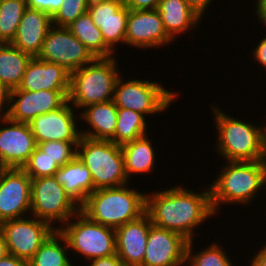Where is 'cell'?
Returning a JSON list of instances; mask_svg holds the SVG:
<instances>
[{
	"label": "cell",
	"instance_id": "6da1fadb",
	"mask_svg": "<svg viewBox=\"0 0 266 266\" xmlns=\"http://www.w3.org/2000/svg\"><path fill=\"white\" fill-rule=\"evenodd\" d=\"M176 185L147 192L146 213L152 225L179 233L188 241L198 242L195 238L198 231L203 229L205 222L209 223V219L212 221L217 216L212 208L209 184L205 188L202 184L199 192L185 187L183 182Z\"/></svg>",
	"mask_w": 266,
	"mask_h": 266
},
{
	"label": "cell",
	"instance_id": "7a4b0ae2",
	"mask_svg": "<svg viewBox=\"0 0 266 266\" xmlns=\"http://www.w3.org/2000/svg\"><path fill=\"white\" fill-rule=\"evenodd\" d=\"M211 105V107H210ZM213 127L217 134L213 148L218 157L225 161H260L266 160V123L261 125L244 117H234L223 107L210 103ZM229 113V114H228ZM264 122V125H262ZM255 123V124H254ZM215 144V145H214Z\"/></svg>",
	"mask_w": 266,
	"mask_h": 266
},
{
	"label": "cell",
	"instance_id": "3957f363",
	"mask_svg": "<svg viewBox=\"0 0 266 266\" xmlns=\"http://www.w3.org/2000/svg\"><path fill=\"white\" fill-rule=\"evenodd\" d=\"M215 173V178L208 184L212 208L217 216L224 205L227 209L231 205L248 206L249 209L266 189V160L224 161Z\"/></svg>",
	"mask_w": 266,
	"mask_h": 266
},
{
	"label": "cell",
	"instance_id": "277c9868",
	"mask_svg": "<svg viewBox=\"0 0 266 266\" xmlns=\"http://www.w3.org/2000/svg\"><path fill=\"white\" fill-rule=\"evenodd\" d=\"M132 183L115 188L97 189L80 206L90 220L117 229L146 213V192Z\"/></svg>",
	"mask_w": 266,
	"mask_h": 266
},
{
	"label": "cell",
	"instance_id": "5b68a950",
	"mask_svg": "<svg viewBox=\"0 0 266 266\" xmlns=\"http://www.w3.org/2000/svg\"><path fill=\"white\" fill-rule=\"evenodd\" d=\"M119 55L95 58L70 74L68 101L78 110L113 100L114 88L122 69Z\"/></svg>",
	"mask_w": 266,
	"mask_h": 266
},
{
	"label": "cell",
	"instance_id": "8992f818",
	"mask_svg": "<svg viewBox=\"0 0 266 266\" xmlns=\"http://www.w3.org/2000/svg\"><path fill=\"white\" fill-rule=\"evenodd\" d=\"M123 72L118 77L113 101L117 108L130 109L143 114L149 119L154 115L167 112L169 107L178 101V91L166 89L163 81L151 80L150 78H134L126 81Z\"/></svg>",
	"mask_w": 266,
	"mask_h": 266
},
{
	"label": "cell",
	"instance_id": "52a82bcc",
	"mask_svg": "<svg viewBox=\"0 0 266 266\" xmlns=\"http://www.w3.org/2000/svg\"><path fill=\"white\" fill-rule=\"evenodd\" d=\"M77 157L90 171L95 190L131 183L125 172L121 145L82 136L77 145Z\"/></svg>",
	"mask_w": 266,
	"mask_h": 266
},
{
	"label": "cell",
	"instance_id": "ba28073f",
	"mask_svg": "<svg viewBox=\"0 0 266 266\" xmlns=\"http://www.w3.org/2000/svg\"><path fill=\"white\" fill-rule=\"evenodd\" d=\"M58 230L65 237L70 253L80 257V261L116 254L115 229L90 220L80 210Z\"/></svg>",
	"mask_w": 266,
	"mask_h": 266
},
{
	"label": "cell",
	"instance_id": "9c48e42d",
	"mask_svg": "<svg viewBox=\"0 0 266 266\" xmlns=\"http://www.w3.org/2000/svg\"><path fill=\"white\" fill-rule=\"evenodd\" d=\"M79 210L54 176L32 179L31 216L47 221L57 230Z\"/></svg>",
	"mask_w": 266,
	"mask_h": 266
},
{
	"label": "cell",
	"instance_id": "30bf717a",
	"mask_svg": "<svg viewBox=\"0 0 266 266\" xmlns=\"http://www.w3.org/2000/svg\"><path fill=\"white\" fill-rule=\"evenodd\" d=\"M37 58L58 64L70 74L95 59L68 27L55 25L50 27Z\"/></svg>",
	"mask_w": 266,
	"mask_h": 266
},
{
	"label": "cell",
	"instance_id": "8fae6325",
	"mask_svg": "<svg viewBox=\"0 0 266 266\" xmlns=\"http://www.w3.org/2000/svg\"><path fill=\"white\" fill-rule=\"evenodd\" d=\"M8 252L29 261L40 246L56 230L47 221L28 216L0 223Z\"/></svg>",
	"mask_w": 266,
	"mask_h": 266
},
{
	"label": "cell",
	"instance_id": "7c38bea8",
	"mask_svg": "<svg viewBox=\"0 0 266 266\" xmlns=\"http://www.w3.org/2000/svg\"><path fill=\"white\" fill-rule=\"evenodd\" d=\"M69 90L10 91L5 116L15 122L29 123L38 115L63 107L68 102Z\"/></svg>",
	"mask_w": 266,
	"mask_h": 266
},
{
	"label": "cell",
	"instance_id": "4fadbf2b",
	"mask_svg": "<svg viewBox=\"0 0 266 266\" xmlns=\"http://www.w3.org/2000/svg\"><path fill=\"white\" fill-rule=\"evenodd\" d=\"M31 182L21 168L0 170V223L30 216Z\"/></svg>",
	"mask_w": 266,
	"mask_h": 266
},
{
	"label": "cell",
	"instance_id": "5bb4252c",
	"mask_svg": "<svg viewBox=\"0 0 266 266\" xmlns=\"http://www.w3.org/2000/svg\"><path fill=\"white\" fill-rule=\"evenodd\" d=\"M28 124L37 144L46 141L79 142L82 137L79 112L69 101L59 109L38 115Z\"/></svg>",
	"mask_w": 266,
	"mask_h": 266
},
{
	"label": "cell",
	"instance_id": "9a60e30c",
	"mask_svg": "<svg viewBox=\"0 0 266 266\" xmlns=\"http://www.w3.org/2000/svg\"><path fill=\"white\" fill-rule=\"evenodd\" d=\"M176 44L164 29L163 21L157 9L131 10L127 19L125 47L142 51L161 49ZM142 49V50H141Z\"/></svg>",
	"mask_w": 266,
	"mask_h": 266
},
{
	"label": "cell",
	"instance_id": "2e32d148",
	"mask_svg": "<svg viewBox=\"0 0 266 266\" xmlns=\"http://www.w3.org/2000/svg\"><path fill=\"white\" fill-rule=\"evenodd\" d=\"M0 166L22 168L37 147L28 123L9 120L0 115Z\"/></svg>",
	"mask_w": 266,
	"mask_h": 266
},
{
	"label": "cell",
	"instance_id": "e0dca14e",
	"mask_svg": "<svg viewBox=\"0 0 266 266\" xmlns=\"http://www.w3.org/2000/svg\"><path fill=\"white\" fill-rule=\"evenodd\" d=\"M88 13L100 29L105 44L116 54L119 45L125 46L129 8L124 0L95 2L88 5Z\"/></svg>",
	"mask_w": 266,
	"mask_h": 266
},
{
	"label": "cell",
	"instance_id": "ac0fdd59",
	"mask_svg": "<svg viewBox=\"0 0 266 266\" xmlns=\"http://www.w3.org/2000/svg\"><path fill=\"white\" fill-rule=\"evenodd\" d=\"M188 240L174 231L152 225L142 266H178L186 261Z\"/></svg>",
	"mask_w": 266,
	"mask_h": 266
},
{
	"label": "cell",
	"instance_id": "d6986e66",
	"mask_svg": "<svg viewBox=\"0 0 266 266\" xmlns=\"http://www.w3.org/2000/svg\"><path fill=\"white\" fill-rule=\"evenodd\" d=\"M151 219L147 213L115 230L116 254L124 266H142Z\"/></svg>",
	"mask_w": 266,
	"mask_h": 266
},
{
	"label": "cell",
	"instance_id": "ffe728a7",
	"mask_svg": "<svg viewBox=\"0 0 266 266\" xmlns=\"http://www.w3.org/2000/svg\"><path fill=\"white\" fill-rule=\"evenodd\" d=\"M52 26V17L36 9L26 8L19 23L16 35L10 43L22 52L37 57L43 42Z\"/></svg>",
	"mask_w": 266,
	"mask_h": 266
},
{
	"label": "cell",
	"instance_id": "44dd1931",
	"mask_svg": "<svg viewBox=\"0 0 266 266\" xmlns=\"http://www.w3.org/2000/svg\"><path fill=\"white\" fill-rule=\"evenodd\" d=\"M18 88L26 91L70 90V73L58 64L33 57Z\"/></svg>",
	"mask_w": 266,
	"mask_h": 266
},
{
	"label": "cell",
	"instance_id": "7402d4cb",
	"mask_svg": "<svg viewBox=\"0 0 266 266\" xmlns=\"http://www.w3.org/2000/svg\"><path fill=\"white\" fill-rule=\"evenodd\" d=\"M168 36L175 42L181 35L199 31L204 18L183 0H160L157 7ZM203 19V20H202ZM183 33V34H182Z\"/></svg>",
	"mask_w": 266,
	"mask_h": 266
},
{
	"label": "cell",
	"instance_id": "603a6c76",
	"mask_svg": "<svg viewBox=\"0 0 266 266\" xmlns=\"http://www.w3.org/2000/svg\"><path fill=\"white\" fill-rule=\"evenodd\" d=\"M117 111L113 100L84 107L79 112L80 128L84 127L80 129L81 135L91 139L111 140L117 126Z\"/></svg>",
	"mask_w": 266,
	"mask_h": 266
},
{
	"label": "cell",
	"instance_id": "cb8c5ba5",
	"mask_svg": "<svg viewBox=\"0 0 266 266\" xmlns=\"http://www.w3.org/2000/svg\"><path fill=\"white\" fill-rule=\"evenodd\" d=\"M148 136L150 134L121 145L125 172L129 181L134 180L133 178H136V175L140 176L141 174L145 177L146 174L150 175L156 171V161L159 153L155 150L156 144L152 143L151 137Z\"/></svg>",
	"mask_w": 266,
	"mask_h": 266
},
{
	"label": "cell",
	"instance_id": "d4e9b609",
	"mask_svg": "<svg viewBox=\"0 0 266 266\" xmlns=\"http://www.w3.org/2000/svg\"><path fill=\"white\" fill-rule=\"evenodd\" d=\"M54 178L79 206L95 191L90 171L77 156L60 167Z\"/></svg>",
	"mask_w": 266,
	"mask_h": 266
},
{
	"label": "cell",
	"instance_id": "484cf974",
	"mask_svg": "<svg viewBox=\"0 0 266 266\" xmlns=\"http://www.w3.org/2000/svg\"><path fill=\"white\" fill-rule=\"evenodd\" d=\"M33 56L10 43L0 44V80L11 91L21 84L26 68Z\"/></svg>",
	"mask_w": 266,
	"mask_h": 266
},
{
	"label": "cell",
	"instance_id": "4316f807",
	"mask_svg": "<svg viewBox=\"0 0 266 266\" xmlns=\"http://www.w3.org/2000/svg\"><path fill=\"white\" fill-rule=\"evenodd\" d=\"M68 29L79 39L95 58H109L116 54L105 44L100 29L86 12L73 21Z\"/></svg>",
	"mask_w": 266,
	"mask_h": 266
},
{
	"label": "cell",
	"instance_id": "83f0119b",
	"mask_svg": "<svg viewBox=\"0 0 266 266\" xmlns=\"http://www.w3.org/2000/svg\"><path fill=\"white\" fill-rule=\"evenodd\" d=\"M65 237L55 230L29 260L30 266H69L71 254Z\"/></svg>",
	"mask_w": 266,
	"mask_h": 266
},
{
	"label": "cell",
	"instance_id": "f1b7e54d",
	"mask_svg": "<svg viewBox=\"0 0 266 266\" xmlns=\"http://www.w3.org/2000/svg\"><path fill=\"white\" fill-rule=\"evenodd\" d=\"M149 123L147 118L139 112L118 108L115 135L110 141L123 145L145 136L149 134Z\"/></svg>",
	"mask_w": 266,
	"mask_h": 266
},
{
	"label": "cell",
	"instance_id": "f546056e",
	"mask_svg": "<svg viewBox=\"0 0 266 266\" xmlns=\"http://www.w3.org/2000/svg\"><path fill=\"white\" fill-rule=\"evenodd\" d=\"M215 240L217 242H215ZM210 244H205L203 249L197 251L194 250L197 246V242L194 240L188 241L186 248V262L190 266H235L233 262V257L229 255V252H226L228 249H225V246L218 243V239ZM197 251V252H196ZM237 266V265H236Z\"/></svg>",
	"mask_w": 266,
	"mask_h": 266
},
{
	"label": "cell",
	"instance_id": "4dcf8cb0",
	"mask_svg": "<svg viewBox=\"0 0 266 266\" xmlns=\"http://www.w3.org/2000/svg\"><path fill=\"white\" fill-rule=\"evenodd\" d=\"M26 8V0H0L1 43L13 41Z\"/></svg>",
	"mask_w": 266,
	"mask_h": 266
},
{
	"label": "cell",
	"instance_id": "1f68e13d",
	"mask_svg": "<svg viewBox=\"0 0 266 266\" xmlns=\"http://www.w3.org/2000/svg\"><path fill=\"white\" fill-rule=\"evenodd\" d=\"M59 166L43 153L38 147L30 155L26 164L21 168L31 179L54 176Z\"/></svg>",
	"mask_w": 266,
	"mask_h": 266
},
{
	"label": "cell",
	"instance_id": "d6a6232c",
	"mask_svg": "<svg viewBox=\"0 0 266 266\" xmlns=\"http://www.w3.org/2000/svg\"><path fill=\"white\" fill-rule=\"evenodd\" d=\"M78 144L79 142L46 141L38 143L37 147L59 167H62L77 156Z\"/></svg>",
	"mask_w": 266,
	"mask_h": 266
},
{
	"label": "cell",
	"instance_id": "836d02e7",
	"mask_svg": "<svg viewBox=\"0 0 266 266\" xmlns=\"http://www.w3.org/2000/svg\"><path fill=\"white\" fill-rule=\"evenodd\" d=\"M88 0H63L60 8L52 16V25L68 27L82 14L88 12Z\"/></svg>",
	"mask_w": 266,
	"mask_h": 266
},
{
	"label": "cell",
	"instance_id": "e575fe53",
	"mask_svg": "<svg viewBox=\"0 0 266 266\" xmlns=\"http://www.w3.org/2000/svg\"><path fill=\"white\" fill-rule=\"evenodd\" d=\"M62 2L63 0H26L27 8L43 11L51 17L60 8Z\"/></svg>",
	"mask_w": 266,
	"mask_h": 266
},
{
	"label": "cell",
	"instance_id": "d590c367",
	"mask_svg": "<svg viewBox=\"0 0 266 266\" xmlns=\"http://www.w3.org/2000/svg\"><path fill=\"white\" fill-rule=\"evenodd\" d=\"M258 40H256L258 42H256V46L254 44H252L254 46V48H252L251 51V55L250 58L252 57L254 60V64H256V62L258 63L257 65L259 66V68H263L266 72V35L263 34V37L260 39L257 38Z\"/></svg>",
	"mask_w": 266,
	"mask_h": 266
},
{
	"label": "cell",
	"instance_id": "8d00e7d4",
	"mask_svg": "<svg viewBox=\"0 0 266 266\" xmlns=\"http://www.w3.org/2000/svg\"><path fill=\"white\" fill-rule=\"evenodd\" d=\"M160 0H124V4L131 10L157 9Z\"/></svg>",
	"mask_w": 266,
	"mask_h": 266
},
{
	"label": "cell",
	"instance_id": "74e56055",
	"mask_svg": "<svg viewBox=\"0 0 266 266\" xmlns=\"http://www.w3.org/2000/svg\"><path fill=\"white\" fill-rule=\"evenodd\" d=\"M81 266H124L122 260L118 257L117 254H114L109 257H102L91 260ZM87 264V265H86Z\"/></svg>",
	"mask_w": 266,
	"mask_h": 266
},
{
	"label": "cell",
	"instance_id": "f35d334b",
	"mask_svg": "<svg viewBox=\"0 0 266 266\" xmlns=\"http://www.w3.org/2000/svg\"><path fill=\"white\" fill-rule=\"evenodd\" d=\"M263 244H261L262 246L259 249H253L254 252L252 254L251 257H249V259H247L248 262H250L247 266H266V241H262ZM256 252V253H255Z\"/></svg>",
	"mask_w": 266,
	"mask_h": 266
},
{
	"label": "cell",
	"instance_id": "ab89813d",
	"mask_svg": "<svg viewBox=\"0 0 266 266\" xmlns=\"http://www.w3.org/2000/svg\"><path fill=\"white\" fill-rule=\"evenodd\" d=\"M186 4H188L190 7H192L197 13H199L204 19L205 15L207 16L208 12L210 10V6H212V3L214 0H183Z\"/></svg>",
	"mask_w": 266,
	"mask_h": 266
},
{
	"label": "cell",
	"instance_id": "60d3db41",
	"mask_svg": "<svg viewBox=\"0 0 266 266\" xmlns=\"http://www.w3.org/2000/svg\"><path fill=\"white\" fill-rule=\"evenodd\" d=\"M10 90L0 80V115H4L9 103Z\"/></svg>",
	"mask_w": 266,
	"mask_h": 266
},
{
	"label": "cell",
	"instance_id": "b9f144b4",
	"mask_svg": "<svg viewBox=\"0 0 266 266\" xmlns=\"http://www.w3.org/2000/svg\"><path fill=\"white\" fill-rule=\"evenodd\" d=\"M0 266H30V265L29 261L8 254L5 258L0 259Z\"/></svg>",
	"mask_w": 266,
	"mask_h": 266
},
{
	"label": "cell",
	"instance_id": "7bdbcfd3",
	"mask_svg": "<svg viewBox=\"0 0 266 266\" xmlns=\"http://www.w3.org/2000/svg\"><path fill=\"white\" fill-rule=\"evenodd\" d=\"M255 9H251L255 15V19H257V21H259L258 23H260L261 25V30L266 28V7H253ZM257 17V18H256ZM264 26V28H263ZM266 33V29L264 34ZM266 35V34H265Z\"/></svg>",
	"mask_w": 266,
	"mask_h": 266
},
{
	"label": "cell",
	"instance_id": "ee69618b",
	"mask_svg": "<svg viewBox=\"0 0 266 266\" xmlns=\"http://www.w3.org/2000/svg\"><path fill=\"white\" fill-rule=\"evenodd\" d=\"M8 254L9 252L6 245L5 237L2 230L0 229V259L5 258Z\"/></svg>",
	"mask_w": 266,
	"mask_h": 266
},
{
	"label": "cell",
	"instance_id": "f6af8a7d",
	"mask_svg": "<svg viewBox=\"0 0 266 266\" xmlns=\"http://www.w3.org/2000/svg\"><path fill=\"white\" fill-rule=\"evenodd\" d=\"M253 7H266V0H255Z\"/></svg>",
	"mask_w": 266,
	"mask_h": 266
},
{
	"label": "cell",
	"instance_id": "bcb514c9",
	"mask_svg": "<svg viewBox=\"0 0 266 266\" xmlns=\"http://www.w3.org/2000/svg\"><path fill=\"white\" fill-rule=\"evenodd\" d=\"M102 1H110V0H88L89 4L95 3V2H102Z\"/></svg>",
	"mask_w": 266,
	"mask_h": 266
},
{
	"label": "cell",
	"instance_id": "7dc6e473",
	"mask_svg": "<svg viewBox=\"0 0 266 266\" xmlns=\"http://www.w3.org/2000/svg\"><path fill=\"white\" fill-rule=\"evenodd\" d=\"M78 263H79V260H78V262L76 263V265H75L74 262H72L69 266H77ZM80 265H81V264L79 263L78 266H80Z\"/></svg>",
	"mask_w": 266,
	"mask_h": 266
},
{
	"label": "cell",
	"instance_id": "c3c4849f",
	"mask_svg": "<svg viewBox=\"0 0 266 266\" xmlns=\"http://www.w3.org/2000/svg\"><path fill=\"white\" fill-rule=\"evenodd\" d=\"M178 266H190L186 261Z\"/></svg>",
	"mask_w": 266,
	"mask_h": 266
}]
</instances>
